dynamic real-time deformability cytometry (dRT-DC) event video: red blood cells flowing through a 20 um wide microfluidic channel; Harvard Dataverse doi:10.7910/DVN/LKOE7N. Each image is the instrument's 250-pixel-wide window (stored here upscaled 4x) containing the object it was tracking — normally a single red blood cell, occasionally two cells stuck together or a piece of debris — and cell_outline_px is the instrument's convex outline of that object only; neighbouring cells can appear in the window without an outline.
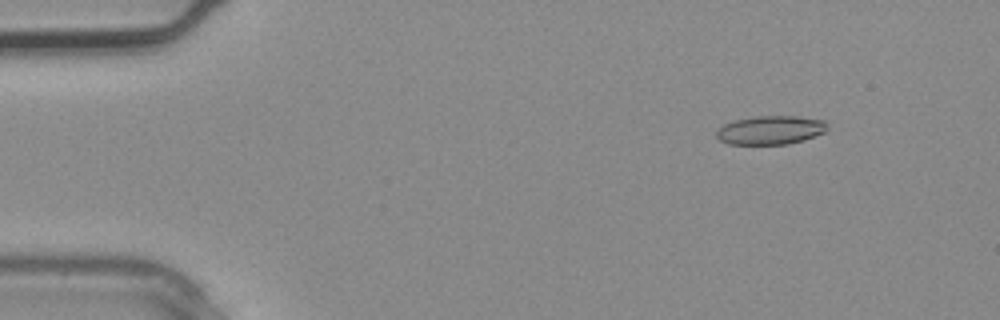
{"species": "common noctule bat (a hibernating species)", "species_latin": "Nyctalus noctula", "temperature_condition": "warm", "stored_images_in_passage": 3, "camera_frame_rate_fps": 3000, "um_per_image_px": 0.085, "animal": {"sex": "male", "body_mass_g": 20.4}, "frame": {"image": 1, "passage_image": 2, "time_ms": 0.333, "image_size_px": [1000, 320], "cell_outline_px": [[828, 128], [824, 132], [804, 140], [788, 144], [728, 144], [720, 140], [716, 136], [716, 128], [724, 124], [736, 120], [756, 116], [796, 116], [824, 120], [828, 124]], "centroid_in_image_um": [65.49, 11.06], "position_along_channel_um": 19.5, "area_um2": 18.61}}